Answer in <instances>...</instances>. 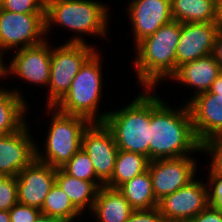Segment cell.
<instances>
[{"label":"cell","instance_id":"31","mask_svg":"<svg viewBox=\"0 0 222 222\" xmlns=\"http://www.w3.org/2000/svg\"><path fill=\"white\" fill-rule=\"evenodd\" d=\"M207 178L209 204L213 209L222 212V176L209 175Z\"/></svg>","mask_w":222,"mask_h":222},{"label":"cell","instance_id":"20","mask_svg":"<svg viewBox=\"0 0 222 222\" xmlns=\"http://www.w3.org/2000/svg\"><path fill=\"white\" fill-rule=\"evenodd\" d=\"M23 93L16 89L0 88V134H10L20 130L26 123L28 111Z\"/></svg>","mask_w":222,"mask_h":222},{"label":"cell","instance_id":"5","mask_svg":"<svg viewBox=\"0 0 222 222\" xmlns=\"http://www.w3.org/2000/svg\"><path fill=\"white\" fill-rule=\"evenodd\" d=\"M97 50L84 62L71 83L69 91L54 106L58 111L104 122L108 112H98L103 91L102 64ZM98 112V113H97ZM100 113V114H99Z\"/></svg>","mask_w":222,"mask_h":222},{"label":"cell","instance_id":"24","mask_svg":"<svg viewBox=\"0 0 222 222\" xmlns=\"http://www.w3.org/2000/svg\"><path fill=\"white\" fill-rule=\"evenodd\" d=\"M118 190L134 210L151 209L158 205L149 170L125 182Z\"/></svg>","mask_w":222,"mask_h":222},{"label":"cell","instance_id":"4","mask_svg":"<svg viewBox=\"0 0 222 222\" xmlns=\"http://www.w3.org/2000/svg\"><path fill=\"white\" fill-rule=\"evenodd\" d=\"M141 93L122 109L109 111L104 124L112 132L119 150L149 158L150 88H143Z\"/></svg>","mask_w":222,"mask_h":222},{"label":"cell","instance_id":"2","mask_svg":"<svg viewBox=\"0 0 222 222\" xmlns=\"http://www.w3.org/2000/svg\"><path fill=\"white\" fill-rule=\"evenodd\" d=\"M180 35L181 23L172 20L135 45L134 70L142 88H156L159 82L176 72V48Z\"/></svg>","mask_w":222,"mask_h":222},{"label":"cell","instance_id":"14","mask_svg":"<svg viewBox=\"0 0 222 222\" xmlns=\"http://www.w3.org/2000/svg\"><path fill=\"white\" fill-rule=\"evenodd\" d=\"M26 123L20 130L0 134V175L17 176L36 158V142Z\"/></svg>","mask_w":222,"mask_h":222},{"label":"cell","instance_id":"1","mask_svg":"<svg viewBox=\"0 0 222 222\" xmlns=\"http://www.w3.org/2000/svg\"><path fill=\"white\" fill-rule=\"evenodd\" d=\"M153 92L154 88H150L149 159L184 157L194 151L201 153L187 103L171 109Z\"/></svg>","mask_w":222,"mask_h":222},{"label":"cell","instance_id":"19","mask_svg":"<svg viewBox=\"0 0 222 222\" xmlns=\"http://www.w3.org/2000/svg\"><path fill=\"white\" fill-rule=\"evenodd\" d=\"M134 209L124 195L114 188H99L90 213L97 222H127Z\"/></svg>","mask_w":222,"mask_h":222},{"label":"cell","instance_id":"12","mask_svg":"<svg viewBox=\"0 0 222 222\" xmlns=\"http://www.w3.org/2000/svg\"><path fill=\"white\" fill-rule=\"evenodd\" d=\"M18 49L9 64L10 74L31 84L45 85L50 82L51 45L48 41Z\"/></svg>","mask_w":222,"mask_h":222},{"label":"cell","instance_id":"35","mask_svg":"<svg viewBox=\"0 0 222 222\" xmlns=\"http://www.w3.org/2000/svg\"><path fill=\"white\" fill-rule=\"evenodd\" d=\"M4 53L5 50L0 49V78H6L9 75V66H6L8 64H4ZM3 57V58H2Z\"/></svg>","mask_w":222,"mask_h":222},{"label":"cell","instance_id":"32","mask_svg":"<svg viewBox=\"0 0 222 222\" xmlns=\"http://www.w3.org/2000/svg\"><path fill=\"white\" fill-rule=\"evenodd\" d=\"M127 222H165L157 207L134 210Z\"/></svg>","mask_w":222,"mask_h":222},{"label":"cell","instance_id":"13","mask_svg":"<svg viewBox=\"0 0 222 222\" xmlns=\"http://www.w3.org/2000/svg\"><path fill=\"white\" fill-rule=\"evenodd\" d=\"M56 170L35 158L16 176L18 202L41 210L44 199L56 182Z\"/></svg>","mask_w":222,"mask_h":222},{"label":"cell","instance_id":"33","mask_svg":"<svg viewBox=\"0 0 222 222\" xmlns=\"http://www.w3.org/2000/svg\"><path fill=\"white\" fill-rule=\"evenodd\" d=\"M189 222H222V212L209 205Z\"/></svg>","mask_w":222,"mask_h":222},{"label":"cell","instance_id":"17","mask_svg":"<svg viewBox=\"0 0 222 222\" xmlns=\"http://www.w3.org/2000/svg\"><path fill=\"white\" fill-rule=\"evenodd\" d=\"M216 22L181 23L176 48V71L181 65L212 54L218 33Z\"/></svg>","mask_w":222,"mask_h":222},{"label":"cell","instance_id":"22","mask_svg":"<svg viewBox=\"0 0 222 222\" xmlns=\"http://www.w3.org/2000/svg\"><path fill=\"white\" fill-rule=\"evenodd\" d=\"M173 20L180 23L216 22L217 0H171Z\"/></svg>","mask_w":222,"mask_h":222},{"label":"cell","instance_id":"6","mask_svg":"<svg viewBox=\"0 0 222 222\" xmlns=\"http://www.w3.org/2000/svg\"><path fill=\"white\" fill-rule=\"evenodd\" d=\"M46 108L53 114L46 131L45 154L36 145V159L51 167L62 168L82 147L83 132L91 122L82 116L62 113L55 107Z\"/></svg>","mask_w":222,"mask_h":222},{"label":"cell","instance_id":"8","mask_svg":"<svg viewBox=\"0 0 222 222\" xmlns=\"http://www.w3.org/2000/svg\"><path fill=\"white\" fill-rule=\"evenodd\" d=\"M45 35V13H19L0 8V49L35 46L47 40Z\"/></svg>","mask_w":222,"mask_h":222},{"label":"cell","instance_id":"7","mask_svg":"<svg viewBox=\"0 0 222 222\" xmlns=\"http://www.w3.org/2000/svg\"><path fill=\"white\" fill-rule=\"evenodd\" d=\"M88 43H66L51 47L50 82L46 107H54L69 91L84 62L96 51Z\"/></svg>","mask_w":222,"mask_h":222},{"label":"cell","instance_id":"37","mask_svg":"<svg viewBox=\"0 0 222 222\" xmlns=\"http://www.w3.org/2000/svg\"><path fill=\"white\" fill-rule=\"evenodd\" d=\"M216 24L218 30L222 32V0H217Z\"/></svg>","mask_w":222,"mask_h":222},{"label":"cell","instance_id":"18","mask_svg":"<svg viewBox=\"0 0 222 222\" xmlns=\"http://www.w3.org/2000/svg\"><path fill=\"white\" fill-rule=\"evenodd\" d=\"M220 72L221 69L213 54H209L181 65L169 80L194 87V96L189 98L191 100L198 94L208 92Z\"/></svg>","mask_w":222,"mask_h":222},{"label":"cell","instance_id":"10","mask_svg":"<svg viewBox=\"0 0 222 222\" xmlns=\"http://www.w3.org/2000/svg\"><path fill=\"white\" fill-rule=\"evenodd\" d=\"M196 162L189 155L151 160L148 170L156 200H161L192 181L198 170Z\"/></svg>","mask_w":222,"mask_h":222},{"label":"cell","instance_id":"29","mask_svg":"<svg viewBox=\"0 0 222 222\" xmlns=\"http://www.w3.org/2000/svg\"><path fill=\"white\" fill-rule=\"evenodd\" d=\"M46 0H3L0 8L19 13H45Z\"/></svg>","mask_w":222,"mask_h":222},{"label":"cell","instance_id":"3","mask_svg":"<svg viewBox=\"0 0 222 222\" xmlns=\"http://www.w3.org/2000/svg\"><path fill=\"white\" fill-rule=\"evenodd\" d=\"M109 7L94 0H46V35L53 25L61 26L71 32H78L65 43H83L85 33L91 36H108Z\"/></svg>","mask_w":222,"mask_h":222},{"label":"cell","instance_id":"34","mask_svg":"<svg viewBox=\"0 0 222 222\" xmlns=\"http://www.w3.org/2000/svg\"><path fill=\"white\" fill-rule=\"evenodd\" d=\"M212 54L215 58V61L219 64V67L222 71V32L221 31H218L216 35Z\"/></svg>","mask_w":222,"mask_h":222},{"label":"cell","instance_id":"25","mask_svg":"<svg viewBox=\"0 0 222 222\" xmlns=\"http://www.w3.org/2000/svg\"><path fill=\"white\" fill-rule=\"evenodd\" d=\"M41 214L60 218L63 222H74L78 216L81 217V212L56 182L44 199Z\"/></svg>","mask_w":222,"mask_h":222},{"label":"cell","instance_id":"26","mask_svg":"<svg viewBox=\"0 0 222 222\" xmlns=\"http://www.w3.org/2000/svg\"><path fill=\"white\" fill-rule=\"evenodd\" d=\"M69 175L86 181L93 182L98 188L105 184L96 176L91 159L81 147L78 152L62 167Z\"/></svg>","mask_w":222,"mask_h":222},{"label":"cell","instance_id":"23","mask_svg":"<svg viewBox=\"0 0 222 222\" xmlns=\"http://www.w3.org/2000/svg\"><path fill=\"white\" fill-rule=\"evenodd\" d=\"M150 161L145 155L118 150L113 175L105 186L118 189L125 182L146 172Z\"/></svg>","mask_w":222,"mask_h":222},{"label":"cell","instance_id":"38","mask_svg":"<svg viewBox=\"0 0 222 222\" xmlns=\"http://www.w3.org/2000/svg\"><path fill=\"white\" fill-rule=\"evenodd\" d=\"M35 222H63L60 218L40 214Z\"/></svg>","mask_w":222,"mask_h":222},{"label":"cell","instance_id":"39","mask_svg":"<svg viewBox=\"0 0 222 222\" xmlns=\"http://www.w3.org/2000/svg\"><path fill=\"white\" fill-rule=\"evenodd\" d=\"M0 222H10L9 211H0Z\"/></svg>","mask_w":222,"mask_h":222},{"label":"cell","instance_id":"15","mask_svg":"<svg viewBox=\"0 0 222 222\" xmlns=\"http://www.w3.org/2000/svg\"><path fill=\"white\" fill-rule=\"evenodd\" d=\"M127 7L134 45L173 20L171 0H131Z\"/></svg>","mask_w":222,"mask_h":222},{"label":"cell","instance_id":"36","mask_svg":"<svg viewBox=\"0 0 222 222\" xmlns=\"http://www.w3.org/2000/svg\"><path fill=\"white\" fill-rule=\"evenodd\" d=\"M209 92H222V71L218 74L217 79L212 83Z\"/></svg>","mask_w":222,"mask_h":222},{"label":"cell","instance_id":"11","mask_svg":"<svg viewBox=\"0 0 222 222\" xmlns=\"http://www.w3.org/2000/svg\"><path fill=\"white\" fill-rule=\"evenodd\" d=\"M82 148L93 164L96 176L106 184L112 177L118 147L104 122H91L82 135Z\"/></svg>","mask_w":222,"mask_h":222},{"label":"cell","instance_id":"9","mask_svg":"<svg viewBox=\"0 0 222 222\" xmlns=\"http://www.w3.org/2000/svg\"><path fill=\"white\" fill-rule=\"evenodd\" d=\"M196 178L158 201L165 222H189L210 205L207 184Z\"/></svg>","mask_w":222,"mask_h":222},{"label":"cell","instance_id":"21","mask_svg":"<svg viewBox=\"0 0 222 222\" xmlns=\"http://www.w3.org/2000/svg\"><path fill=\"white\" fill-rule=\"evenodd\" d=\"M56 183L81 213L87 208L90 209L89 212L92 210L99 190L93 182L77 179L62 168H57Z\"/></svg>","mask_w":222,"mask_h":222},{"label":"cell","instance_id":"27","mask_svg":"<svg viewBox=\"0 0 222 222\" xmlns=\"http://www.w3.org/2000/svg\"><path fill=\"white\" fill-rule=\"evenodd\" d=\"M200 151L211 155L209 175L222 176V136H214L200 143Z\"/></svg>","mask_w":222,"mask_h":222},{"label":"cell","instance_id":"16","mask_svg":"<svg viewBox=\"0 0 222 222\" xmlns=\"http://www.w3.org/2000/svg\"><path fill=\"white\" fill-rule=\"evenodd\" d=\"M197 140L222 136V92H204L187 101Z\"/></svg>","mask_w":222,"mask_h":222},{"label":"cell","instance_id":"28","mask_svg":"<svg viewBox=\"0 0 222 222\" xmlns=\"http://www.w3.org/2000/svg\"><path fill=\"white\" fill-rule=\"evenodd\" d=\"M17 202L16 176L0 175V211H9Z\"/></svg>","mask_w":222,"mask_h":222},{"label":"cell","instance_id":"30","mask_svg":"<svg viewBox=\"0 0 222 222\" xmlns=\"http://www.w3.org/2000/svg\"><path fill=\"white\" fill-rule=\"evenodd\" d=\"M41 210L17 202L10 210V222H35Z\"/></svg>","mask_w":222,"mask_h":222}]
</instances>
